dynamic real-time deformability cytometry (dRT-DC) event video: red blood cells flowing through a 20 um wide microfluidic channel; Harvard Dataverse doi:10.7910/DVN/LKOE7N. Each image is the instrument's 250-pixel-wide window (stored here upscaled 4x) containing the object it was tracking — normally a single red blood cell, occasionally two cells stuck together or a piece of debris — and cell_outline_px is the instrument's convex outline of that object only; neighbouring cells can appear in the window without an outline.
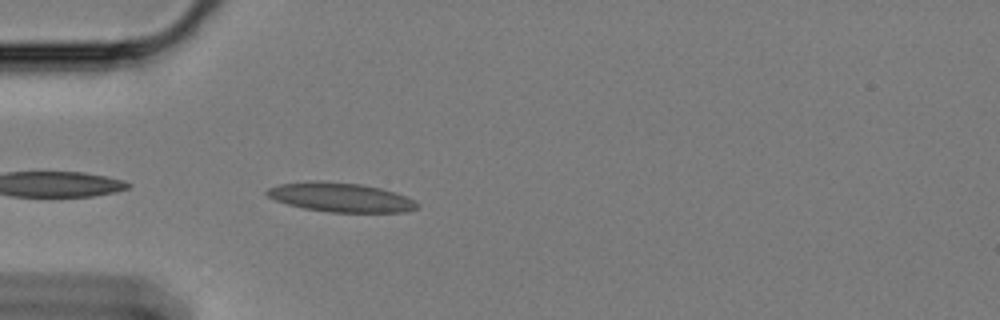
{"species": "Egyptian fruit bat (a non-hibernating species)", "species_latin": "Rousettus aegyptiacus", "temperature_condition": "cold", "stored_images_in_passage": 27, "camera_frame_rate_fps": 3000, "um_per_image_px": 0.085, "animal": {"sex": "female"}, "frame": {"image": 1, "passage_image": 2, "time_ms": 0.333, "image_size_px": [1000, 320], "cell_outline_px": [[420, 204], [416, 208], [404, 212], [328, 212], [304, 208], [288, 204], [276, 200], [268, 196], [264, 192], [268, 188], [280, 184], [316, 180], [320, 180], [360, 184], [380, 188], [404, 196]], "centroid_in_image_um": [28.91, 16.77], "position_along_channel_um": 56.1, "area_um2": 25.32}}
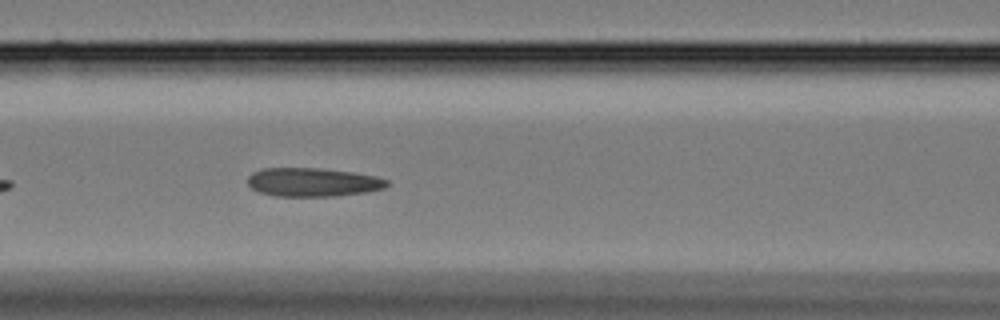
{"frame": {"image": 2, "passage_image": 10, "time_ms": 3.0, "image_size_px": [1000, 320], "cell_outline_px": [[388, 184], [384, 188], [368, 192], [336, 196], [276, 196], [260, 192], [252, 188], [248, 184], [248, 176], [252, 172], [264, 168], [320, 168], [352, 172], [376, 176], [388, 180]], "centroid_in_image_um": [26.6, 15.48], "position_along_channel_um": 140.0, "area_um2": 23.29}}
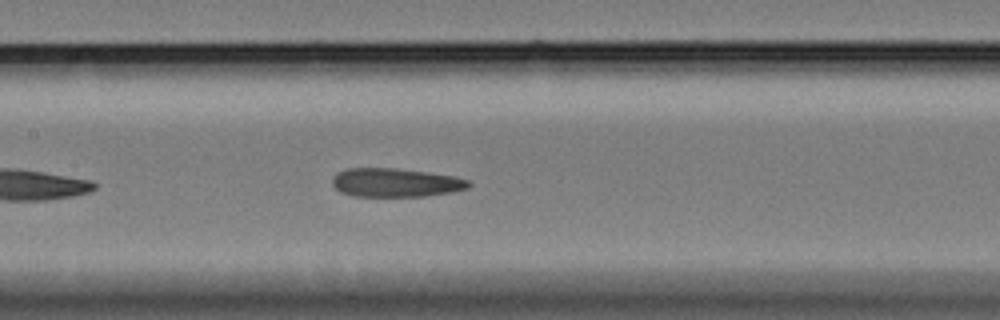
{"frame": {"image": 3, "passage_image": 13, "time_ms": 4.0, "image_size_px": [1000, 320], "cell_outline_px": [[472, 184], [468, 188], [452, 192], [424, 196], [352, 196], [340, 192], [332, 184], [332, 180], [340, 172], [348, 168], [396, 168], [452, 176], [468, 180]], "centroid_in_image_um": [33.63, 15.53], "position_along_channel_um": 173.8, "area_um2": 22.54}}